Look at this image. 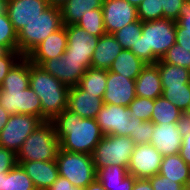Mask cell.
<instances>
[{"label": "cell", "mask_w": 190, "mask_h": 190, "mask_svg": "<svg viewBox=\"0 0 190 190\" xmlns=\"http://www.w3.org/2000/svg\"><path fill=\"white\" fill-rule=\"evenodd\" d=\"M135 146L129 136L104 135L92 153L96 171L115 164L127 168Z\"/></svg>", "instance_id": "obj_7"}, {"label": "cell", "mask_w": 190, "mask_h": 190, "mask_svg": "<svg viewBox=\"0 0 190 190\" xmlns=\"http://www.w3.org/2000/svg\"><path fill=\"white\" fill-rule=\"evenodd\" d=\"M162 96L185 113L190 100V85L163 88Z\"/></svg>", "instance_id": "obj_34"}, {"label": "cell", "mask_w": 190, "mask_h": 190, "mask_svg": "<svg viewBox=\"0 0 190 190\" xmlns=\"http://www.w3.org/2000/svg\"><path fill=\"white\" fill-rule=\"evenodd\" d=\"M136 96L155 100L162 96L163 88L158 67L147 64L135 79Z\"/></svg>", "instance_id": "obj_22"}, {"label": "cell", "mask_w": 190, "mask_h": 190, "mask_svg": "<svg viewBox=\"0 0 190 190\" xmlns=\"http://www.w3.org/2000/svg\"><path fill=\"white\" fill-rule=\"evenodd\" d=\"M46 190H83L74 186L67 178L58 176L57 180Z\"/></svg>", "instance_id": "obj_46"}, {"label": "cell", "mask_w": 190, "mask_h": 190, "mask_svg": "<svg viewBox=\"0 0 190 190\" xmlns=\"http://www.w3.org/2000/svg\"><path fill=\"white\" fill-rule=\"evenodd\" d=\"M11 115L0 105V132L5 127Z\"/></svg>", "instance_id": "obj_50"}, {"label": "cell", "mask_w": 190, "mask_h": 190, "mask_svg": "<svg viewBox=\"0 0 190 190\" xmlns=\"http://www.w3.org/2000/svg\"><path fill=\"white\" fill-rule=\"evenodd\" d=\"M176 31V43L182 48H186L190 50V33H183L177 26L175 28Z\"/></svg>", "instance_id": "obj_48"}, {"label": "cell", "mask_w": 190, "mask_h": 190, "mask_svg": "<svg viewBox=\"0 0 190 190\" xmlns=\"http://www.w3.org/2000/svg\"><path fill=\"white\" fill-rule=\"evenodd\" d=\"M49 6L47 0H7L6 12L18 33Z\"/></svg>", "instance_id": "obj_16"}, {"label": "cell", "mask_w": 190, "mask_h": 190, "mask_svg": "<svg viewBox=\"0 0 190 190\" xmlns=\"http://www.w3.org/2000/svg\"><path fill=\"white\" fill-rule=\"evenodd\" d=\"M130 117L129 107L104 104L95 120L104 135L130 136L134 128Z\"/></svg>", "instance_id": "obj_10"}, {"label": "cell", "mask_w": 190, "mask_h": 190, "mask_svg": "<svg viewBox=\"0 0 190 190\" xmlns=\"http://www.w3.org/2000/svg\"><path fill=\"white\" fill-rule=\"evenodd\" d=\"M132 190H153L147 178H136Z\"/></svg>", "instance_id": "obj_49"}, {"label": "cell", "mask_w": 190, "mask_h": 190, "mask_svg": "<svg viewBox=\"0 0 190 190\" xmlns=\"http://www.w3.org/2000/svg\"><path fill=\"white\" fill-rule=\"evenodd\" d=\"M176 22L162 18L142 23V34L130 51L146 64H156L176 43Z\"/></svg>", "instance_id": "obj_2"}, {"label": "cell", "mask_w": 190, "mask_h": 190, "mask_svg": "<svg viewBox=\"0 0 190 190\" xmlns=\"http://www.w3.org/2000/svg\"><path fill=\"white\" fill-rule=\"evenodd\" d=\"M30 72L31 62L27 57L22 56L9 70L0 86V89H21L22 91L28 88Z\"/></svg>", "instance_id": "obj_26"}, {"label": "cell", "mask_w": 190, "mask_h": 190, "mask_svg": "<svg viewBox=\"0 0 190 190\" xmlns=\"http://www.w3.org/2000/svg\"><path fill=\"white\" fill-rule=\"evenodd\" d=\"M8 52L9 50L5 46L0 45V57L5 56Z\"/></svg>", "instance_id": "obj_55"}, {"label": "cell", "mask_w": 190, "mask_h": 190, "mask_svg": "<svg viewBox=\"0 0 190 190\" xmlns=\"http://www.w3.org/2000/svg\"><path fill=\"white\" fill-rule=\"evenodd\" d=\"M183 123L154 124L150 144L164 157L177 154L182 145Z\"/></svg>", "instance_id": "obj_14"}, {"label": "cell", "mask_w": 190, "mask_h": 190, "mask_svg": "<svg viewBox=\"0 0 190 190\" xmlns=\"http://www.w3.org/2000/svg\"><path fill=\"white\" fill-rule=\"evenodd\" d=\"M155 65L158 67L162 88L190 85L189 69L164 63L161 59Z\"/></svg>", "instance_id": "obj_27"}, {"label": "cell", "mask_w": 190, "mask_h": 190, "mask_svg": "<svg viewBox=\"0 0 190 190\" xmlns=\"http://www.w3.org/2000/svg\"><path fill=\"white\" fill-rule=\"evenodd\" d=\"M60 149L92 155L104 137L95 119L82 118L65 109L52 121Z\"/></svg>", "instance_id": "obj_1"}, {"label": "cell", "mask_w": 190, "mask_h": 190, "mask_svg": "<svg viewBox=\"0 0 190 190\" xmlns=\"http://www.w3.org/2000/svg\"><path fill=\"white\" fill-rule=\"evenodd\" d=\"M142 23L139 19L113 33V36L120 43L123 50H130L131 46L141 37Z\"/></svg>", "instance_id": "obj_32"}, {"label": "cell", "mask_w": 190, "mask_h": 190, "mask_svg": "<svg viewBox=\"0 0 190 190\" xmlns=\"http://www.w3.org/2000/svg\"><path fill=\"white\" fill-rule=\"evenodd\" d=\"M138 18L142 21H154L163 18L161 0H142L137 7Z\"/></svg>", "instance_id": "obj_37"}, {"label": "cell", "mask_w": 190, "mask_h": 190, "mask_svg": "<svg viewBox=\"0 0 190 190\" xmlns=\"http://www.w3.org/2000/svg\"><path fill=\"white\" fill-rule=\"evenodd\" d=\"M185 0H161L163 8V18L177 21L179 11Z\"/></svg>", "instance_id": "obj_43"}, {"label": "cell", "mask_w": 190, "mask_h": 190, "mask_svg": "<svg viewBox=\"0 0 190 190\" xmlns=\"http://www.w3.org/2000/svg\"><path fill=\"white\" fill-rule=\"evenodd\" d=\"M83 190H106L104 186L96 179L88 186H86Z\"/></svg>", "instance_id": "obj_51"}, {"label": "cell", "mask_w": 190, "mask_h": 190, "mask_svg": "<svg viewBox=\"0 0 190 190\" xmlns=\"http://www.w3.org/2000/svg\"><path fill=\"white\" fill-rule=\"evenodd\" d=\"M67 34V48L62 55L64 60L84 62L91 67V58L99 37L89 34L76 24L64 25Z\"/></svg>", "instance_id": "obj_9"}, {"label": "cell", "mask_w": 190, "mask_h": 190, "mask_svg": "<svg viewBox=\"0 0 190 190\" xmlns=\"http://www.w3.org/2000/svg\"><path fill=\"white\" fill-rule=\"evenodd\" d=\"M128 1L131 5L135 6L136 8L140 5L142 0H126Z\"/></svg>", "instance_id": "obj_56"}, {"label": "cell", "mask_w": 190, "mask_h": 190, "mask_svg": "<svg viewBox=\"0 0 190 190\" xmlns=\"http://www.w3.org/2000/svg\"><path fill=\"white\" fill-rule=\"evenodd\" d=\"M102 12L106 34L139 20L137 8L126 0H104Z\"/></svg>", "instance_id": "obj_13"}, {"label": "cell", "mask_w": 190, "mask_h": 190, "mask_svg": "<svg viewBox=\"0 0 190 190\" xmlns=\"http://www.w3.org/2000/svg\"><path fill=\"white\" fill-rule=\"evenodd\" d=\"M0 45L9 51H18V35L7 12L0 16Z\"/></svg>", "instance_id": "obj_35"}, {"label": "cell", "mask_w": 190, "mask_h": 190, "mask_svg": "<svg viewBox=\"0 0 190 190\" xmlns=\"http://www.w3.org/2000/svg\"><path fill=\"white\" fill-rule=\"evenodd\" d=\"M187 190H190V181H189V184L187 186Z\"/></svg>", "instance_id": "obj_59"}, {"label": "cell", "mask_w": 190, "mask_h": 190, "mask_svg": "<svg viewBox=\"0 0 190 190\" xmlns=\"http://www.w3.org/2000/svg\"><path fill=\"white\" fill-rule=\"evenodd\" d=\"M29 87L41 101V120L52 121L67 109L69 87L31 62Z\"/></svg>", "instance_id": "obj_3"}, {"label": "cell", "mask_w": 190, "mask_h": 190, "mask_svg": "<svg viewBox=\"0 0 190 190\" xmlns=\"http://www.w3.org/2000/svg\"><path fill=\"white\" fill-rule=\"evenodd\" d=\"M17 164V154L12 150L0 146V173H7Z\"/></svg>", "instance_id": "obj_42"}, {"label": "cell", "mask_w": 190, "mask_h": 190, "mask_svg": "<svg viewBox=\"0 0 190 190\" xmlns=\"http://www.w3.org/2000/svg\"><path fill=\"white\" fill-rule=\"evenodd\" d=\"M0 190H5V173H0Z\"/></svg>", "instance_id": "obj_53"}, {"label": "cell", "mask_w": 190, "mask_h": 190, "mask_svg": "<svg viewBox=\"0 0 190 190\" xmlns=\"http://www.w3.org/2000/svg\"><path fill=\"white\" fill-rule=\"evenodd\" d=\"M89 34L101 37L106 34L102 8L90 10L76 23Z\"/></svg>", "instance_id": "obj_31"}, {"label": "cell", "mask_w": 190, "mask_h": 190, "mask_svg": "<svg viewBox=\"0 0 190 190\" xmlns=\"http://www.w3.org/2000/svg\"><path fill=\"white\" fill-rule=\"evenodd\" d=\"M176 26L183 33H190V1L185 0L179 11V18L176 21Z\"/></svg>", "instance_id": "obj_44"}, {"label": "cell", "mask_w": 190, "mask_h": 190, "mask_svg": "<svg viewBox=\"0 0 190 190\" xmlns=\"http://www.w3.org/2000/svg\"><path fill=\"white\" fill-rule=\"evenodd\" d=\"M67 43L66 29L63 25L38 44L26 57L33 64L40 66L48 59L61 57L66 51Z\"/></svg>", "instance_id": "obj_18"}, {"label": "cell", "mask_w": 190, "mask_h": 190, "mask_svg": "<svg viewBox=\"0 0 190 190\" xmlns=\"http://www.w3.org/2000/svg\"><path fill=\"white\" fill-rule=\"evenodd\" d=\"M42 123L43 121L34 115H11L0 132V146L17 154L26 138Z\"/></svg>", "instance_id": "obj_8"}, {"label": "cell", "mask_w": 190, "mask_h": 190, "mask_svg": "<svg viewBox=\"0 0 190 190\" xmlns=\"http://www.w3.org/2000/svg\"><path fill=\"white\" fill-rule=\"evenodd\" d=\"M179 155L190 166V127L185 123Z\"/></svg>", "instance_id": "obj_45"}, {"label": "cell", "mask_w": 190, "mask_h": 190, "mask_svg": "<svg viewBox=\"0 0 190 190\" xmlns=\"http://www.w3.org/2000/svg\"><path fill=\"white\" fill-rule=\"evenodd\" d=\"M122 51V46L113 34H105L99 37L91 58V67L108 71Z\"/></svg>", "instance_id": "obj_21"}, {"label": "cell", "mask_w": 190, "mask_h": 190, "mask_svg": "<svg viewBox=\"0 0 190 190\" xmlns=\"http://www.w3.org/2000/svg\"><path fill=\"white\" fill-rule=\"evenodd\" d=\"M155 100L143 97H135L129 104L130 119L139 118L143 121H151Z\"/></svg>", "instance_id": "obj_36"}, {"label": "cell", "mask_w": 190, "mask_h": 190, "mask_svg": "<svg viewBox=\"0 0 190 190\" xmlns=\"http://www.w3.org/2000/svg\"><path fill=\"white\" fill-rule=\"evenodd\" d=\"M184 113L178 109L172 102L160 96L155 99L151 121L154 124L161 123H183Z\"/></svg>", "instance_id": "obj_28"}, {"label": "cell", "mask_w": 190, "mask_h": 190, "mask_svg": "<svg viewBox=\"0 0 190 190\" xmlns=\"http://www.w3.org/2000/svg\"><path fill=\"white\" fill-rule=\"evenodd\" d=\"M59 139L54 125L45 121L39 125L24 141L17 152V162L56 160L59 151Z\"/></svg>", "instance_id": "obj_4"}, {"label": "cell", "mask_w": 190, "mask_h": 190, "mask_svg": "<svg viewBox=\"0 0 190 190\" xmlns=\"http://www.w3.org/2000/svg\"><path fill=\"white\" fill-rule=\"evenodd\" d=\"M164 63L184 67L190 70V50L175 43L162 57Z\"/></svg>", "instance_id": "obj_39"}, {"label": "cell", "mask_w": 190, "mask_h": 190, "mask_svg": "<svg viewBox=\"0 0 190 190\" xmlns=\"http://www.w3.org/2000/svg\"><path fill=\"white\" fill-rule=\"evenodd\" d=\"M153 190H186L187 188L180 183L171 181L167 177L160 175L159 173L147 178Z\"/></svg>", "instance_id": "obj_40"}, {"label": "cell", "mask_w": 190, "mask_h": 190, "mask_svg": "<svg viewBox=\"0 0 190 190\" xmlns=\"http://www.w3.org/2000/svg\"><path fill=\"white\" fill-rule=\"evenodd\" d=\"M40 67L69 88L78 86L82 76L89 68L84 62L65 61L63 56L48 59Z\"/></svg>", "instance_id": "obj_15"}, {"label": "cell", "mask_w": 190, "mask_h": 190, "mask_svg": "<svg viewBox=\"0 0 190 190\" xmlns=\"http://www.w3.org/2000/svg\"><path fill=\"white\" fill-rule=\"evenodd\" d=\"M136 177L128 174L122 183L115 185H103L106 190H132Z\"/></svg>", "instance_id": "obj_47"}, {"label": "cell", "mask_w": 190, "mask_h": 190, "mask_svg": "<svg viewBox=\"0 0 190 190\" xmlns=\"http://www.w3.org/2000/svg\"><path fill=\"white\" fill-rule=\"evenodd\" d=\"M5 190H37L21 165L17 164L5 173Z\"/></svg>", "instance_id": "obj_30"}, {"label": "cell", "mask_w": 190, "mask_h": 190, "mask_svg": "<svg viewBox=\"0 0 190 190\" xmlns=\"http://www.w3.org/2000/svg\"><path fill=\"white\" fill-rule=\"evenodd\" d=\"M0 105L10 114L34 115L41 119V101L30 87L0 89Z\"/></svg>", "instance_id": "obj_11"}, {"label": "cell", "mask_w": 190, "mask_h": 190, "mask_svg": "<svg viewBox=\"0 0 190 190\" xmlns=\"http://www.w3.org/2000/svg\"><path fill=\"white\" fill-rule=\"evenodd\" d=\"M184 116H190V100H189L187 111L184 113Z\"/></svg>", "instance_id": "obj_57"}, {"label": "cell", "mask_w": 190, "mask_h": 190, "mask_svg": "<svg viewBox=\"0 0 190 190\" xmlns=\"http://www.w3.org/2000/svg\"><path fill=\"white\" fill-rule=\"evenodd\" d=\"M108 71L89 67L82 76L78 87L93 96L104 98L107 86Z\"/></svg>", "instance_id": "obj_29"}, {"label": "cell", "mask_w": 190, "mask_h": 190, "mask_svg": "<svg viewBox=\"0 0 190 190\" xmlns=\"http://www.w3.org/2000/svg\"><path fill=\"white\" fill-rule=\"evenodd\" d=\"M62 26L60 7L50 5L17 33L18 52L26 57L38 44Z\"/></svg>", "instance_id": "obj_5"}, {"label": "cell", "mask_w": 190, "mask_h": 190, "mask_svg": "<svg viewBox=\"0 0 190 190\" xmlns=\"http://www.w3.org/2000/svg\"><path fill=\"white\" fill-rule=\"evenodd\" d=\"M104 0H66L61 6L63 25L76 24L90 10L102 8Z\"/></svg>", "instance_id": "obj_24"}, {"label": "cell", "mask_w": 190, "mask_h": 190, "mask_svg": "<svg viewBox=\"0 0 190 190\" xmlns=\"http://www.w3.org/2000/svg\"><path fill=\"white\" fill-rule=\"evenodd\" d=\"M59 176L67 178L74 186L85 188L96 180L92 155L70 152L59 148L56 157Z\"/></svg>", "instance_id": "obj_6"}, {"label": "cell", "mask_w": 190, "mask_h": 190, "mask_svg": "<svg viewBox=\"0 0 190 190\" xmlns=\"http://www.w3.org/2000/svg\"><path fill=\"white\" fill-rule=\"evenodd\" d=\"M21 167L31 178L37 190H46L57 180L58 166L56 160L22 162Z\"/></svg>", "instance_id": "obj_20"}, {"label": "cell", "mask_w": 190, "mask_h": 190, "mask_svg": "<svg viewBox=\"0 0 190 190\" xmlns=\"http://www.w3.org/2000/svg\"><path fill=\"white\" fill-rule=\"evenodd\" d=\"M7 0H0V16L6 13Z\"/></svg>", "instance_id": "obj_52"}, {"label": "cell", "mask_w": 190, "mask_h": 190, "mask_svg": "<svg viewBox=\"0 0 190 190\" xmlns=\"http://www.w3.org/2000/svg\"><path fill=\"white\" fill-rule=\"evenodd\" d=\"M127 175L128 169L126 167L115 164L98 169L96 172V179L102 185H115L122 183Z\"/></svg>", "instance_id": "obj_33"}, {"label": "cell", "mask_w": 190, "mask_h": 190, "mask_svg": "<svg viewBox=\"0 0 190 190\" xmlns=\"http://www.w3.org/2000/svg\"><path fill=\"white\" fill-rule=\"evenodd\" d=\"M163 156L150 143L136 145L128 164V174L149 178L159 173Z\"/></svg>", "instance_id": "obj_12"}, {"label": "cell", "mask_w": 190, "mask_h": 190, "mask_svg": "<svg viewBox=\"0 0 190 190\" xmlns=\"http://www.w3.org/2000/svg\"><path fill=\"white\" fill-rule=\"evenodd\" d=\"M134 121V128L129 136L136 145L147 144L151 142V136L154 132V123L152 121H143L139 118L130 119Z\"/></svg>", "instance_id": "obj_38"}, {"label": "cell", "mask_w": 190, "mask_h": 190, "mask_svg": "<svg viewBox=\"0 0 190 190\" xmlns=\"http://www.w3.org/2000/svg\"><path fill=\"white\" fill-rule=\"evenodd\" d=\"M103 105V98L86 93L78 86L69 88L67 110L80 117L95 119Z\"/></svg>", "instance_id": "obj_19"}, {"label": "cell", "mask_w": 190, "mask_h": 190, "mask_svg": "<svg viewBox=\"0 0 190 190\" xmlns=\"http://www.w3.org/2000/svg\"><path fill=\"white\" fill-rule=\"evenodd\" d=\"M159 174L187 188L190 181V166L179 153L167 155L162 158Z\"/></svg>", "instance_id": "obj_23"}, {"label": "cell", "mask_w": 190, "mask_h": 190, "mask_svg": "<svg viewBox=\"0 0 190 190\" xmlns=\"http://www.w3.org/2000/svg\"><path fill=\"white\" fill-rule=\"evenodd\" d=\"M21 57L18 51H9L5 56L0 57V86L9 70Z\"/></svg>", "instance_id": "obj_41"}, {"label": "cell", "mask_w": 190, "mask_h": 190, "mask_svg": "<svg viewBox=\"0 0 190 190\" xmlns=\"http://www.w3.org/2000/svg\"><path fill=\"white\" fill-rule=\"evenodd\" d=\"M146 63L134 55L130 50H123L112 63L109 71L122 75L125 78L135 80Z\"/></svg>", "instance_id": "obj_25"}, {"label": "cell", "mask_w": 190, "mask_h": 190, "mask_svg": "<svg viewBox=\"0 0 190 190\" xmlns=\"http://www.w3.org/2000/svg\"><path fill=\"white\" fill-rule=\"evenodd\" d=\"M135 97V80L125 78L108 70L103 103L128 107Z\"/></svg>", "instance_id": "obj_17"}, {"label": "cell", "mask_w": 190, "mask_h": 190, "mask_svg": "<svg viewBox=\"0 0 190 190\" xmlns=\"http://www.w3.org/2000/svg\"><path fill=\"white\" fill-rule=\"evenodd\" d=\"M185 117V123L190 127V116H184Z\"/></svg>", "instance_id": "obj_58"}, {"label": "cell", "mask_w": 190, "mask_h": 190, "mask_svg": "<svg viewBox=\"0 0 190 190\" xmlns=\"http://www.w3.org/2000/svg\"><path fill=\"white\" fill-rule=\"evenodd\" d=\"M66 0H48L50 5L61 6Z\"/></svg>", "instance_id": "obj_54"}]
</instances>
